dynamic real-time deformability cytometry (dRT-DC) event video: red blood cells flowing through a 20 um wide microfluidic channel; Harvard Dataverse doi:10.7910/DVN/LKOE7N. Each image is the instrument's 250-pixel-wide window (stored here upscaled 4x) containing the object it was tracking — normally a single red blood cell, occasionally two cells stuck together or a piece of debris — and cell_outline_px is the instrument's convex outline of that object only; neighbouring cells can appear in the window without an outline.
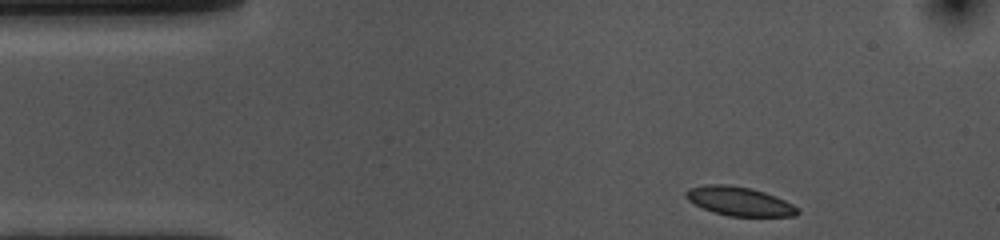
{"species": "common noctule bat (a hibernating species)", "species_latin": "Nyctalus noctula", "temperature_condition": "cold", "stored_images_in_passage": 39, "camera_frame_rate_fps": 3000, "um_per_image_px": 0.085, "animal": {"sex": "female", "body_mass_g": 10.0, "forearm_length_mm": 53.1}, "frame": {"image": 1, "passage_image": 1, "time_ms": 0.0, "image_size_px": [1000, 240], "cell_outline_px": [[800, 212], [796, 216], [728, 216], [704, 208], [688, 200], [684, 196], [684, 192], [688, 188], [704, 184], [728, 184], [752, 188], [776, 196], [800, 208]], "centroid_in_image_um": [62.85, 17.09], "position_along_channel_um": 22.2, "area_um2": 18.9}}
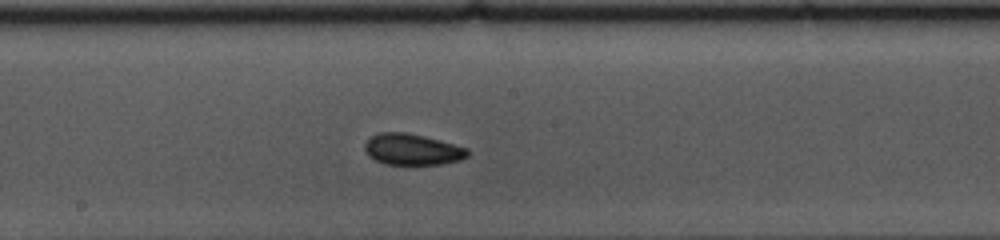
{"frame": {"image": 2, "passage_image": 22, "time_ms": 7.0, "image_size_px": [1000, 240], "cell_outline_px": [[468, 156], [460, 160], [440, 164], [384, 164], [368, 156], [364, 148], [364, 144], [372, 136], [380, 132], [404, 132], [424, 136], [468, 148]], "centroid_in_image_um": [35.03, 12.7], "position_along_channel_um": 213.2, "area_um2": 18.55}}
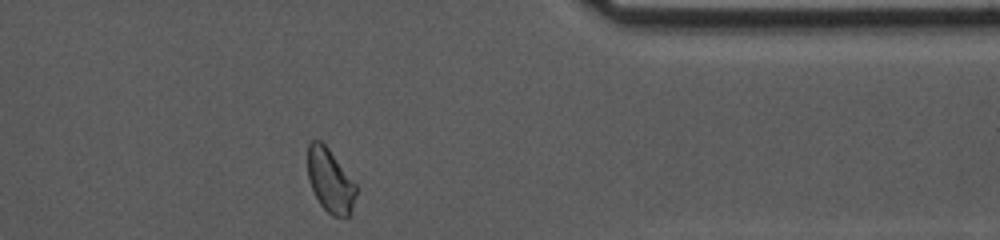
{"frame": {"image": 3, "passage_image": 38, "time_ms": 12.333, "image_size_px": [1000, 240], "cell_outline_px": [[356, 196], [352, 212], [348, 216], [332, 216], [320, 204], [308, 180], [308, 144], [312, 140], [320, 140], [328, 148], [356, 184]], "centroid_in_image_um": [28.07, 15.36], "position_along_channel_um": 383.3, "area_um2": 17.8}, "authors_computed_cell_mechanics": {"area_um2": 18.8428, "velocity_mm_per_s": 3.5527, "shape_relaxation_time_tau1_ms": 5.8956, "shape_relaxation_time_tau2_ms": 3.3193, "deformation_change_tau1": 0.1249, "deformation_change_tau2": 0.0712}}